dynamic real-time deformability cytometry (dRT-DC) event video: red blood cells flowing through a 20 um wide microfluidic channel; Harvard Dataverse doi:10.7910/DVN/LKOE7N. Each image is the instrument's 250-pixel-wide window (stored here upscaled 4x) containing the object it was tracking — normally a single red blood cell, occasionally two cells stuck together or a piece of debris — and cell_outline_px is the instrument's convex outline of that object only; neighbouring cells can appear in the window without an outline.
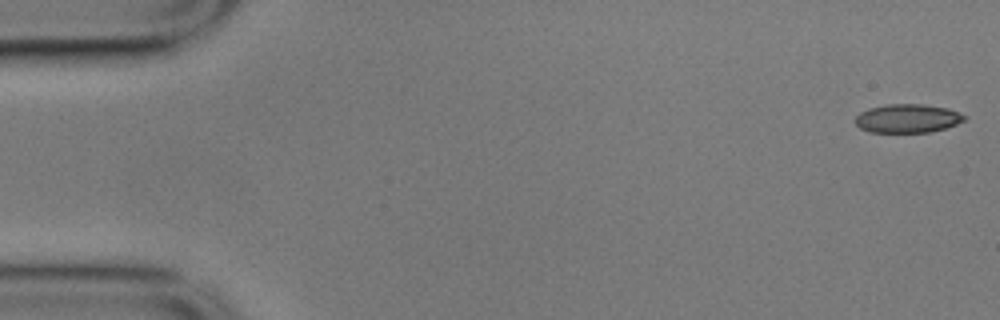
{"species": "common noctule bat (a hibernating species)", "species_latin": "Nyctalus noctula", "temperature_condition": "cold", "stored_images_in_passage": 56, "camera_frame_rate_fps": 3000, "um_per_image_px": 0.085, "animal": {"sex": "male", "body_mass_g": 17.9}, "frame": {"image": 1, "passage_image": 1, "time_ms": 0.0, "image_size_px": [1000, 320], "cell_outline_px": [[968, 116], [964, 120], [956, 124], [944, 128], [928, 132], [868, 132], [860, 128], [852, 120], [860, 112], [868, 108], [884, 104], [924, 104], [948, 108]], "centroid_in_image_um": [77.1, 10.05], "position_along_channel_um": 7.9, "area_um2": 18.38}}
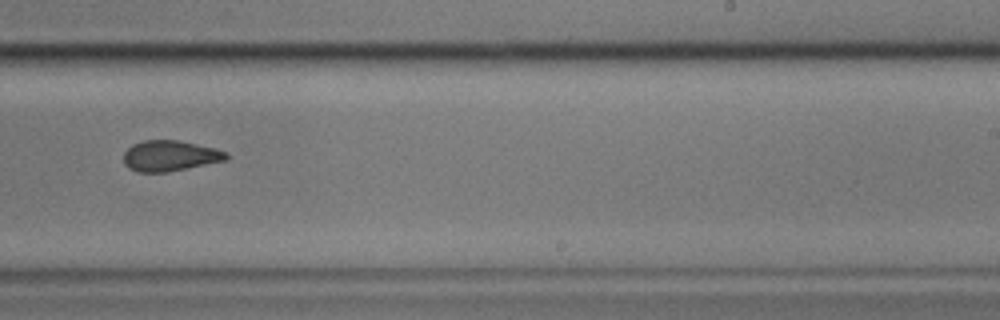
{"frame": {"image": 2, "passage_image": 35, "time_ms": 11.333, "image_size_px": [1000, 320], "cell_outline_px": [[228, 160], [168, 172], [136, 172], [128, 168], [124, 164], [124, 152], [132, 144], [144, 140], [180, 140], [216, 148], [228, 152]], "centroid_in_image_um": [14.46, 13.24], "position_along_channel_um": 274.5, "area_um2": 18.61}}
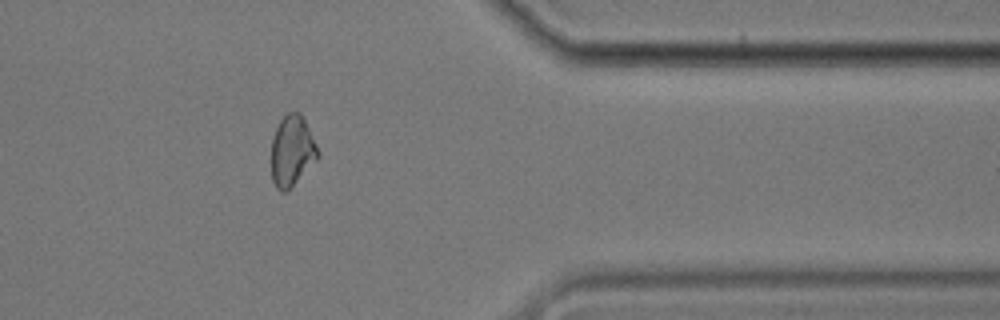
{"frame": {"image": 3, "passage_image": 46, "time_ms": 15.0, "image_size_px": [1000, 320], "cell_outline_px": [[320, 156], [284, 192], [280, 192], [276, 188], [272, 180], [272, 136], [280, 120], [288, 112], [300, 112], [320, 152]], "centroid_in_image_um": [24.81, 12.8], "position_along_channel_um": 386.6, "area_um2": 18.73}, "authors_computed_cell_mechanics": {"area_um2": 19.0162, "velocity_mm_per_s": 3.5176, "shape_relaxation_time_tau1_ms": null, "shape_relaxation_time_tau2_ms": 2.1809, "deformation_change_tau1": null, "deformation_change_tau2": 0.0897}}